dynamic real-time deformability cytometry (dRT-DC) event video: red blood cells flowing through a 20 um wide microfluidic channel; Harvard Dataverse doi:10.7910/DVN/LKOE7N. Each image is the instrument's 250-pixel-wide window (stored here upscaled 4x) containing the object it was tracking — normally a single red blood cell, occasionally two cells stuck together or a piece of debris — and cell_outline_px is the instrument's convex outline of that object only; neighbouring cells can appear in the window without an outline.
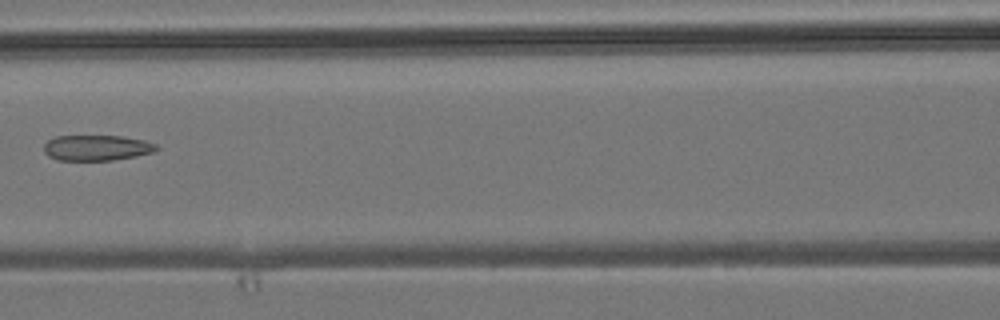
{"species": "common noctule bat (a hibernating species)", "species_latin": "Nyctalus noctula", "temperature_condition": "room temperature", "stored_images_in_passage": 7, "camera_frame_rate_fps": 3000, "um_per_image_px": 0.085, "animal": {"sex": "male", "body_mass_g": 19.2, "forearm_length_mm": 51.8}, "frame": {"image": 1, "passage_image": 7, "time_ms": 7.0, "image_size_px": [1000, 320], "cell_outline_px": [[160, 148], [152, 152], [136, 156], [112, 160], [56, 160], [48, 156], [44, 152], [44, 144], [48, 140], [56, 136], [120, 136], [144, 140], [156, 144]], "centroid_in_image_um": [8.2, 12.56], "position_along_channel_um": 158.4, "area_um2": 16.76}}